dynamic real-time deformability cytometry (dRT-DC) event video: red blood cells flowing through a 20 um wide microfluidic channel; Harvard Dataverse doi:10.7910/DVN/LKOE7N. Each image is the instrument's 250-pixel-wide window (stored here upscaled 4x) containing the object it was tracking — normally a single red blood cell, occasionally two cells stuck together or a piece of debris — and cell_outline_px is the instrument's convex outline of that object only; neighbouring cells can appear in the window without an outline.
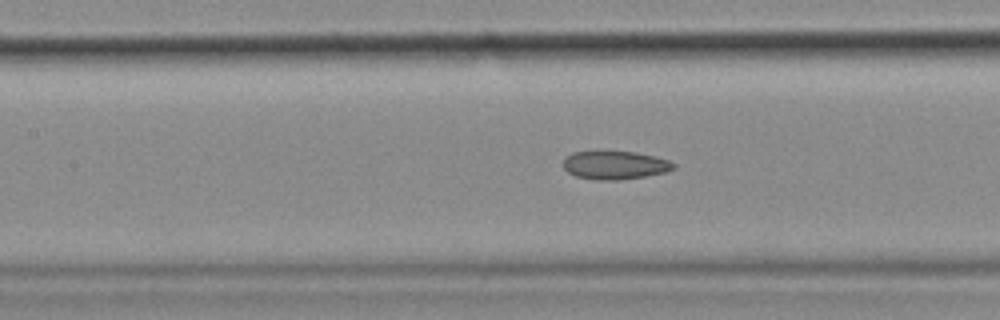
{"species": "common noctule bat (a hibernating species)", "species_latin": "Nyctalus noctula", "temperature_condition": "cold", "stored_images_in_passage": 48, "camera_frame_rate_fps": 3000, "um_per_image_px": 0.085, "animal": {"sex": "female", "body_mass_g": 18.4}, "frame": {"image": 1, "passage_image": 21, "time_ms": 6.667, "image_size_px": [1000, 320], "cell_outline_px": [[676, 168], [668, 172], [620, 180], [596, 180], [576, 176], [568, 172], [564, 168], [564, 156], [572, 152], [636, 152], [668, 160], [676, 164]], "centroid_in_image_um": [52.28, 14.05], "position_along_channel_um": 155.1, "area_um2": 18.15}}